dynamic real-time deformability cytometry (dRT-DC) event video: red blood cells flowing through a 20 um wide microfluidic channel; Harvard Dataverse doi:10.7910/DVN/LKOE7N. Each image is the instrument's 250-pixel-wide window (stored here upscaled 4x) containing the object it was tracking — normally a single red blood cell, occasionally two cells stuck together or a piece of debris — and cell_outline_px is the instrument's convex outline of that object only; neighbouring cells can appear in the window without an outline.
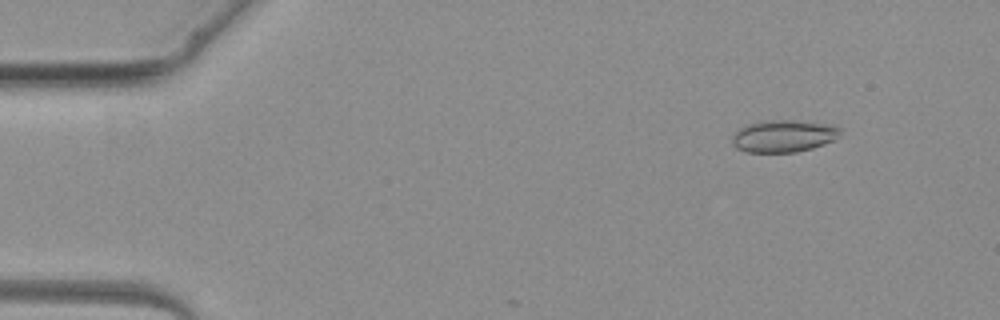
{"species": "common noctule bat (a hibernating species)", "species_latin": "Nyctalus noctula", "temperature_condition": "warm", "stored_images_in_passage": 4, "camera_frame_rate_fps": 3000, "um_per_image_px": 0.085, "animal": {"sex": "female", "body_mass_g": 19.3, "forearm_length_mm": 54.1}, "frame": {"image": 1, "passage_image": 1, "time_ms": 0.0, "image_size_px": [1000, 320], "cell_outline_px": [[840, 132], [832, 140], [824, 144], [812, 148], [796, 152], [748, 152], [736, 148], [732, 144], [732, 136], [740, 128], [748, 124], [764, 120], [792, 120], [820, 124], [840, 128]], "centroid_in_image_um": [66.52, 11.57], "position_along_channel_um": 18.5, "area_um2": 19.83}}
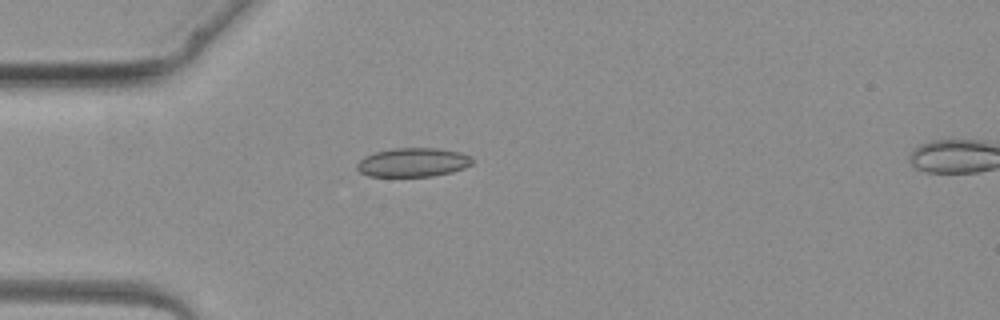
{"frame": {"image": 2, "passage_image": 3, "time_ms": 2.333, "image_size_px": [1000, 320], "cell_outline_px": [[472, 164], [464, 168], [452, 172], [432, 176], [368, 176], [360, 172], [356, 168], [356, 164], [364, 156], [376, 152], [392, 148], [440, 148], [460, 152], [472, 156]], "centroid_in_image_um": [35.11, 13.79], "position_along_channel_um": 49.9, "area_um2": 19.54}}